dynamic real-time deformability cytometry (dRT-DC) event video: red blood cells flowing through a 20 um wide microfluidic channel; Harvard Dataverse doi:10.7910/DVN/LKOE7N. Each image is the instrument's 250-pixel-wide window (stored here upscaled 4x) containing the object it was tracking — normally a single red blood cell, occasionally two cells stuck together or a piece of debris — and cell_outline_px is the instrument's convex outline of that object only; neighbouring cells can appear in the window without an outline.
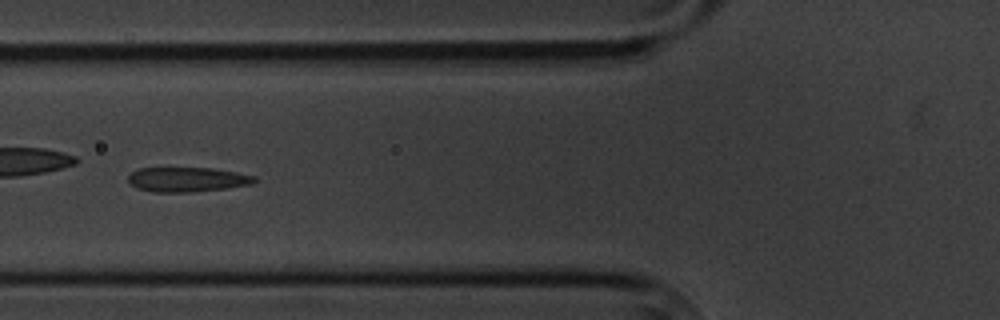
{"species": "common noctule bat (a hibernating species)", "species_latin": "Nyctalus noctula", "temperature_condition": "cold", "stored_images_in_passage": 8, "camera_frame_rate_fps": 3000, "um_per_image_px": 0.085, "animal": {"sex": "male", "body_mass_g": 20.1, "forearm_length_mm": 53.5}, "frame": {"image": 1, "passage_image": 7, "time_ms": 7.0, "image_size_px": [1000, 320], "cell_outline_px": [[256, 180], [252, 184], [228, 188], [192, 192], [152, 192], [136, 188], [128, 180], [128, 176], [132, 172], [140, 168], [212, 168], [236, 172], [256, 176]], "centroid_in_image_um": [15.92, 15.26], "position_along_channel_um": 109.9, "area_um2": 18.15}}